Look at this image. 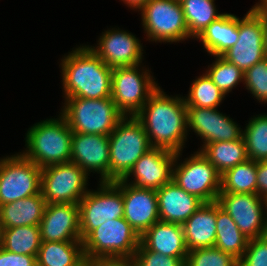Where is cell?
<instances>
[{
	"instance_id": "6da1fadb",
	"label": "cell",
	"mask_w": 267,
	"mask_h": 266,
	"mask_svg": "<svg viewBox=\"0 0 267 266\" xmlns=\"http://www.w3.org/2000/svg\"><path fill=\"white\" fill-rule=\"evenodd\" d=\"M150 144L173 152H183L187 142V106L182 95H168L159 86L135 115Z\"/></svg>"
},
{
	"instance_id": "7a4b0ae2",
	"label": "cell",
	"mask_w": 267,
	"mask_h": 266,
	"mask_svg": "<svg viewBox=\"0 0 267 266\" xmlns=\"http://www.w3.org/2000/svg\"><path fill=\"white\" fill-rule=\"evenodd\" d=\"M63 98L101 99L111 97L112 70L89 47L80 45L60 63Z\"/></svg>"
},
{
	"instance_id": "3957f363",
	"label": "cell",
	"mask_w": 267,
	"mask_h": 266,
	"mask_svg": "<svg viewBox=\"0 0 267 266\" xmlns=\"http://www.w3.org/2000/svg\"><path fill=\"white\" fill-rule=\"evenodd\" d=\"M25 134L21 153L40 168L70 162L73 132L60 113L34 123Z\"/></svg>"
},
{
	"instance_id": "277c9868",
	"label": "cell",
	"mask_w": 267,
	"mask_h": 266,
	"mask_svg": "<svg viewBox=\"0 0 267 266\" xmlns=\"http://www.w3.org/2000/svg\"><path fill=\"white\" fill-rule=\"evenodd\" d=\"M60 114L66 119L73 133L110 135L124 117L112 98L64 99Z\"/></svg>"
},
{
	"instance_id": "5b68a950",
	"label": "cell",
	"mask_w": 267,
	"mask_h": 266,
	"mask_svg": "<svg viewBox=\"0 0 267 266\" xmlns=\"http://www.w3.org/2000/svg\"><path fill=\"white\" fill-rule=\"evenodd\" d=\"M151 148L142 124L135 116H124L109 135L110 181L123 179Z\"/></svg>"
},
{
	"instance_id": "8992f818",
	"label": "cell",
	"mask_w": 267,
	"mask_h": 266,
	"mask_svg": "<svg viewBox=\"0 0 267 266\" xmlns=\"http://www.w3.org/2000/svg\"><path fill=\"white\" fill-rule=\"evenodd\" d=\"M139 244L140 236L123 217L107 220L82 240L86 260L132 259Z\"/></svg>"
},
{
	"instance_id": "52a82bcc",
	"label": "cell",
	"mask_w": 267,
	"mask_h": 266,
	"mask_svg": "<svg viewBox=\"0 0 267 266\" xmlns=\"http://www.w3.org/2000/svg\"><path fill=\"white\" fill-rule=\"evenodd\" d=\"M142 65L112 70L111 98L124 116H135L159 87L152 71Z\"/></svg>"
},
{
	"instance_id": "ba28073f",
	"label": "cell",
	"mask_w": 267,
	"mask_h": 266,
	"mask_svg": "<svg viewBox=\"0 0 267 266\" xmlns=\"http://www.w3.org/2000/svg\"><path fill=\"white\" fill-rule=\"evenodd\" d=\"M138 12H141V24L149 42L176 44L193 39L179 0H149Z\"/></svg>"
},
{
	"instance_id": "9c48e42d",
	"label": "cell",
	"mask_w": 267,
	"mask_h": 266,
	"mask_svg": "<svg viewBox=\"0 0 267 266\" xmlns=\"http://www.w3.org/2000/svg\"><path fill=\"white\" fill-rule=\"evenodd\" d=\"M182 153H176L172 181L204 203L216 202L221 190V174L200 151L197 150L183 161Z\"/></svg>"
},
{
	"instance_id": "30bf717a",
	"label": "cell",
	"mask_w": 267,
	"mask_h": 266,
	"mask_svg": "<svg viewBox=\"0 0 267 266\" xmlns=\"http://www.w3.org/2000/svg\"><path fill=\"white\" fill-rule=\"evenodd\" d=\"M98 183L97 190L89 189L78 203L81 241L107 220L124 216L122 179Z\"/></svg>"
},
{
	"instance_id": "8fae6325",
	"label": "cell",
	"mask_w": 267,
	"mask_h": 266,
	"mask_svg": "<svg viewBox=\"0 0 267 266\" xmlns=\"http://www.w3.org/2000/svg\"><path fill=\"white\" fill-rule=\"evenodd\" d=\"M41 171L21 152L0 158V206L41 193Z\"/></svg>"
},
{
	"instance_id": "7c38bea8",
	"label": "cell",
	"mask_w": 267,
	"mask_h": 266,
	"mask_svg": "<svg viewBox=\"0 0 267 266\" xmlns=\"http://www.w3.org/2000/svg\"><path fill=\"white\" fill-rule=\"evenodd\" d=\"M89 175L77 164L68 162L42 168L41 194L47 204H78L88 192Z\"/></svg>"
},
{
	"instance_id": "4fadbf2b",
	"label": "cell",
	"mask_w": 267,
	"mask_h": 266,
	"mask_svg": "<svg viewBox=\"0 0 267 266\" xmlns=\"http://www.w3.org/2000/svg\"><path fill=\"white\" fill-rule=\"evenodd\" d=\"M216 202L247 239L267 235V203L262 197L247 193H219Z\"/></svg>"
},
{
	"instance_id": "5bb4252c",
	"label": "cell",
	"mask_w": 267,
	"mask_h": 266,
	"mask_svg": "<svg viewBox=\"0 0 267 266\" xmlns=\"http://www.w3.org/2000/svg\"><path fill=\"white\" fill-rule=\"evenodd\" d=\"M95 46L88 47L111 68L143 63L145 49L142 41L132 32L118 28L104 30Z\"/></svg>"
},
{
	"instance_id": "9a60e30c",
	"label": "cell",
	"mask_w": 267,
	"mask_h": 266,
	"mask_svg": "<svg viewBox=\"0 0 267 266\" xmlns=\"http://www.w3.org/2000/svg\"><path fill=\"white\" fill-rule=\"evenodd\" d=\"M238 33L237 43L221 57L245 72L267 57L264 50L263 22L253 9L250 8L242 18L238 17Z\"/></svg>"
},
{
	"instance_id": "2e32d148",
	"label": "cell",
	"mask_w": 267,
	"mask_h": 266,
	"mask_svg": "<svg viewBox=\"0 0 267 266\" xmlns=\"http://www.w3.org/2000/svg\"><path fill=\"white\" fill-rule=\"evenodd\" d=\"M187 133L194 132L205 144L235 141L243 136V129L230 116L218 108L187 107ZM240 126V127H239Z\"/></svg>"
},
{
	"instance_id": "e0dca14e",
	"label": "cell",
	"mask_w": 267,
	"mask_h": 266,
	"mask_svg": "<svg viewBox=\"0 0 267 266\" xmlns=\"http://www.w3.org/2000/svg\"><path fill=\"white\" fill-rule=\"evenodd\" d=\"M175 157L176 152L153 147L141 156L122 180L136 188L158 190L172 180Z\"/></svg>"
},
{
	"instance_id": "ac0fdd59",
	"label": "cell",
	"mask_w": 267,
	"mask_h": 266,
	"mask_svg": "<svg viewBox=\"0 0 267 266\" xmlns=\"http://www.w3.org/2000/svg\"><path fill=\"white\" fill-rule=\"evenodd\" d=\"M70 162L89 176L98 174L100 182L110 181L109 135L73 133Z\"/></svg>"
},
{
	"instance_id": "d6986e66",
	"label": "cell",
	"mask_w": 267,
	"mask_h": 266,
	"mask_svg": "<svg viewBox=\"0 0 267 266\" xmlns=\"http://www.w3.org/2000/svg\"><path fill=\"white\" fill-rule=\"evenodd\" d=\"M39 229L42 242H82L78 204H47Z\"/></svg>"
},
{
	"instance_id": "ffe728a7",
	"label": "cell",
	"mask_w": 267,
	"mask_h": 266,
	"mask_svg": "<svg viewBox=\"0 0 267 266\" xmlns=\"http://www.w3.org/2000/svg\"><path fill=\"white\" fill-rule=\"evenodd\" d=\"M122 195L123 218L141 237L148 228L160 220L157 192L153 189L136 188L122 180Z\"/></svg>"
},
{
	"instance_id": "44dd1931",
	"label": "cell",
	"mask_w": 267,
	"mask_h": 266,
	"mask_svg": "<svg viewBox=\"0 0 267 266\" xmlns=\"http://www.w3.org/2000/svg\"><path fill=\"white\" fill-rule=\"evenodd\" d=\"M160 221L182 225L204 202L172 180L156 190Z\"/></svg>"
},
{
	"instance_id": "7402d4cb",
	"label": "cell",
	"mask_w": 267,
	"mask_h": 266,
	"mask_svg": "<svg viewBox=\"0 0 267 266\" xmlns=\"http://www.w3.org/2000/svg\"><path fill=\"white\" fill-rule=\"evenodd\" d=\"M140 243L147 250L177 257L186 263L189 251L182 225L159 220L141 235Z\"/></svg>"
},
{
	"instance_id": "603a6c76",
	"label": "cell",
	"mask_w": 267,
	"mask_h": 266,
	"mask_svg": "<svg viewBox=\"0 0 267 266\" xmlns=\"http://www.w3.org/2000/svg\"><path fill=\"white\" fill-rule=\"evenodd\" d=\"M188 251L215 246L216 202L204 203L183 224Z\"/></svg>"
},
{
	"instance_id": "cb8c5ba5",
	"label": "cell",
	"mask_w": 267,
	"mask_h": 266,
	"mask_svg": "<svg viewBox=\"0 0 267 266\" xmlns=\"http://www.w3.org/2000/svg\"><path fill=\"white\" fill-rule=\"evenodd\" d=\"M238 16L224 13L208 25L194 40H199L203 49L212 56H221L238 41Z\"/></svg>"
},
{
	"instance_id": "d4e9b609",
	"label": "cell",
	"mask_w": 267,
	"mask_h": 266,
	"mask_svg": "<svg viewBox=\"0 0 267 266\" xmlns=\"http://www.w3.org/2000/svg\"><path fill=\"white\" fill-rule=\"evenodd\" d=\"M47 203L41 193L0 206L3 229L21 226H39Z\"/></svg>"
},
{
	"instance_id": "484cf974",
	"label": "cell",
	"mask_w": 267,
	"mask_h": 266,
	"mask_svg": "<svg viewBox=\"0 0 267 266\" xmlns=\"http://www.w3.org/2000/svg\"><path fill=\"white\" fill-rule=\"evenodd\" d=\"M86 261L82 242H42L37 266H84Z\"/></svg>"
},
{
	"instance_id": "4316f807",
	"label": "cell",
	"mask_w": 267,
	"mask_h": 266,
	"mask_svg": "<svg viewBox=\"0 0 267 266\" xmlns=\"http://www.w3.org/2000/svg\"><path fill=\"white\" fill-rule=\"evenodd\" d=\"M215 247L239 261L247 248L249 239L239 230L234 220L216 202Z\"/></svg>"
},
{
	"instance_id": "83f0119b",
	"label": "cell",
	"mask_w": 267,
	"mask_h": 266,
	"mask_svg": "<svg viewBox=\"0 0 267 266\" xmlns=\"http://www.w3.org/2000/svg\"><path fill=\"white\" fill-rule=\"evenodd\" d=\"M199 151L220 174L249 159L243 137L235 141L205 144Z\"/></svg>"
},
{
	"instance_id": "f1b7e54d",
	"label": "cell",
	"mask_w": 267,
	"mask_h": 266,
	"mask_svg": "<svg viewBox=\"0 0 267 266\" xmlns=\"http://www.w3.org/2000/svg\"><path fill=\"white\" fill-rule=\"evenodd\" d=\"M220 193L257 194V161L248 159L221 174Z\"/></svg>"
},
{
	"instance_id": "f546056e",
	"label": "cell",
	"mask_w": 267,
	"mask_h": 266,
	"mask_svg": "<svg viewBox=\"0 0 267 266\" xmlns=\"http://www.w3.org/2000/svg\"><path fill=\"white\" fill-rule=\"evenodd\" d=\"M189 35L196 39L205 28L224 13H218L215 0H181Z\"/></svg>"
},
{
	"instance_id": "4dcf8cb0",
	"label": "cell",
	"mask_w": 267,
	"mask_h": 266,
	"mask_svg": "<svg viewBox=\"0 0 267 266\" xmlns=\"http://www.w3.org/2000/svg\"><path fill=\"white\" fill-rule=\"evenodd\" d=\"M41 243L39 226H19L3 229L2 248L7 251L37 256Z\"/></svg>"
},
{
	"instance_id": "1f68e13d",
	"label": "cell",
	"mask_w": 267,
	"mask_h": 266,
	"mask_svg": "<svg viewBox=\"0 0 267 266\" xmlns=\"http://www.w3.org/2000/svg\"><path fill=\"white\" fill-rule=\"evenodd\" d=\"M195 78L189 87L188 94L183 96L186 106L218 108L226 96L214 84L206 72Z\"/></svg>"
},
{
	"instance_id": "d6a6232c",
	"label": "cell",
	"mask_w": 267,
	"mask_h": 266,
	"mask_svg": "<svg viewBox=\"0 0 267 266\" xmlns=\"http://www.w3.org/2000/svg\"><path fill=\"white\" fill-rule=\"evenodd\" d=\"M242 137L249 159L267 160V113L251 117L246 123Z\"/></svg>"
},
{
	"instance_id": "836d02e7",
	"label": "cell",
	"mask_w": 267,
	"mask_h": 266,
	"mask_svg": "<svg viewBox=\"0 0 267 266\" xmlns=\"http://www.w3.org/2000/svg\"><path fill=\"white\" fill-rule=\"evenodd\" d=\"M213 57L215 61L208 65L205 72L226 96L240 85L239 83H244V72L221 56Z\"/></svg>"
},
{
	"instance_id": "e575fe53",
	"label": "cell",
	"mask_w": 267,
	"mask_h": 266,
	"mask_svg": "<svg viewBox=\"0 0 267 266\" xmlns=\"http://www.w3.org/2000/svg\"><path fill=\"white\" fill-rule=\"evenodd\" d=\"M185 266H238V261L214 246L189 251Z\"/></svg>"
},
{
	"instance_id": "d590c367",
	"label": "cell",
	"mask_w": 267,
	"mask_h": 266,
	"mask_svg": "<svg viewBox=\"0 0 267 266\" xmlns=\"http://www.w3.org/2000/svg\"><path fill=\"white\" fill-rule=\"evenodd\" d=\"M243 85L257 102L267 104V57L244 72Z\"/></svg>"
},
{
	"instance_id": "8d00e7d4",
	"label": "cell",
	"mask_w": 267,
	"mask_h": 266,
	"mask_svg": "<svg viewBox=\"0 0 267 266\" xmlns=\"http://www.w3.org/2000/svg\"><path fill=\"white\" fill-rule=\"evenodd\" d=\"M133 266H185V262L177 257L166 256L147 250L141 243L133 258Z\"/></svg>"
},
{
	"instance_id": "74e56055",
	"label": "cell",
	"mask_w": 267,
	"mask_h": 266,
	"mask_svg": "<svg viewBox=\"0 0 267 266\" xmlns=\"http://www.w3.org/2000/svg\"><path fill=\"white\" fill-rule=\"evenodd\" d=\"M238 266H267V235L248 241Z\"/></svg>"
},
{
	"instance_id": "f35d334b",
	"label": "cell",
	"mask_w": 267,
	"mask_h": 266,
	"mask_svg": "<svg viewBox=\"0 0 267 266\" xmlns=\"http://www.w3.org/2000/svg\"><path fill=\"white\" fill-rule=\"evenodd\" d=\"M0 266H37V256L16 254L1 247Z\"/></svg>"
},
{
	"instance_id": "ab89813d",
	"label": "cell",
	"mask_w": 267,
	"mask_h": 266,
	"mask_svg": "<svg viewBox=\"0 0 267 266\" xmlns=\"http://www.w3.org/2000/svg\"><path fill=\"white\" fill-rule=\"evenodd\" d=\"M257 195L267 200V160L257 161Z\"/></svg>"
},
{
	"instance_id": "60d3db41",
	"label": "cell",
	"mask_w": 267,
	"mask_h": 266,
	"mask_svg": "<svg viewBox=\"0 0 267 266\" xmlns=\"http://www.w3.org/2000/svg\"><path fill=\"white\" fill-rule=\"evenodd\" d=\"M84 266H133L127 258H93L85 261Z\"/></svg>"
},
{
	"instance_id": "b9f144b4",
	"label": "cell",
	"mask_w": 267,
	"mask_h": 266,
	"mask_svg": "<svg viewBox=\"0 0 267 266\" xmlns=\"http://www.w3.org/2000/svg\"><path fill=\"white\" fill-rule=\"evenodd\" d=\"M251 9H253L260 16L263 22L264 50L267 56V3L261 6H258L257 8H251Z\"/></svg>"
},
{
	"instance_id": "7bdbcfd3",
	"label": "cell",
	"mask_w": 267,
	"mask_h": 266,
	"mask_svg": "<svg viewBox=\"0 0 267 266\" xmlns=\"http://www.w3.org/2000/svg\"><path fill=\"white\" fill-rule=\"evenodd\" d=\"M130 10L139 11L149 0H121Z\"/></svg>"
},
{
	"instance_id": "ee69618b",
	"label": "cell",
	"mask_w": 267,
	"mask_h": 266,
	"mask_svg": "<svg viewBox=\"0 0 267 266\" xmlns=\"http://www.w3.org/2000/svg\"><path fill=\"white\" fill-rule=\"evenodd\" d=\"M266 3H267V0H258V2H256V4H254L251 8H257L258 6H261Z\"/></svg>"
},
{
	"instance_id": "f6af8a7d",
	"label": "cell",
	"mask_w": 267,
	"mask_h": 266,
	"mask_svg": "<svg viewBox=\"0 0 267 266\" xmlns=\"http://www.w3.org/2000/svg\"><path fill=\"white\" fill-rule=\"evenodd\" d=\"M2 239H3V226L0 223V248L2 247Z\"/></svg>"
}]
</instances>
